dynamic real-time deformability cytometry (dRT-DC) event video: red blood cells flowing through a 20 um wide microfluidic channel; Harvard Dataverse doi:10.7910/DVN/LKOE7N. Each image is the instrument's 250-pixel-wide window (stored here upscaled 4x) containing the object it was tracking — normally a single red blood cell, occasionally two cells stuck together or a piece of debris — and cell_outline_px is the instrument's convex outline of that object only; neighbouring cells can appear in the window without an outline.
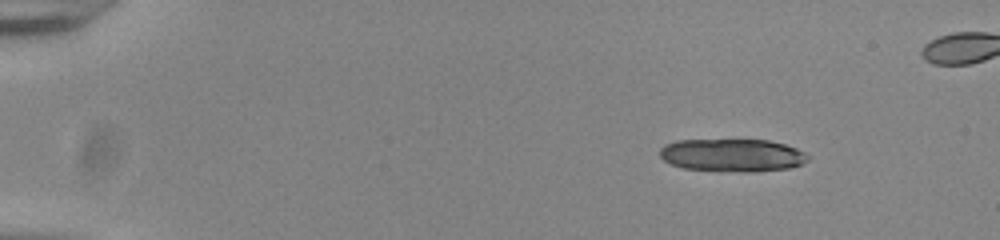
{"species": "common noctule bat (a hibernating species)", "species_latin": "Nyctalus noctula", "temperature_condition": "room temperature", "stored_images_in_passage": 22, "camera_frame_rate_fps": 3000, "um_per_image_px": 0.085, "animal": {"sex": "male", "body_mass_g": 20.0, "forearm_length_mm": 53.3}, "frame": {"image": 1, "passage_image": 7, "time_ms": 2.0, "image_size_px": [1000, 240], "cell_outline_px": [[808, 160], [800, 164], [788, 168], [756, 172], [740, 172], [684, 168], [672, 164], [664, 160], [660, 156], [660, 148], [664, 144], [676, 140], [768, 140], [784, 144], [796, 148], [804, 152], [808, 156]], "centroid_in_image_um": [62.23, 13.19], "position_along_channel_um": 22.8, "area_um2": 28.26}}